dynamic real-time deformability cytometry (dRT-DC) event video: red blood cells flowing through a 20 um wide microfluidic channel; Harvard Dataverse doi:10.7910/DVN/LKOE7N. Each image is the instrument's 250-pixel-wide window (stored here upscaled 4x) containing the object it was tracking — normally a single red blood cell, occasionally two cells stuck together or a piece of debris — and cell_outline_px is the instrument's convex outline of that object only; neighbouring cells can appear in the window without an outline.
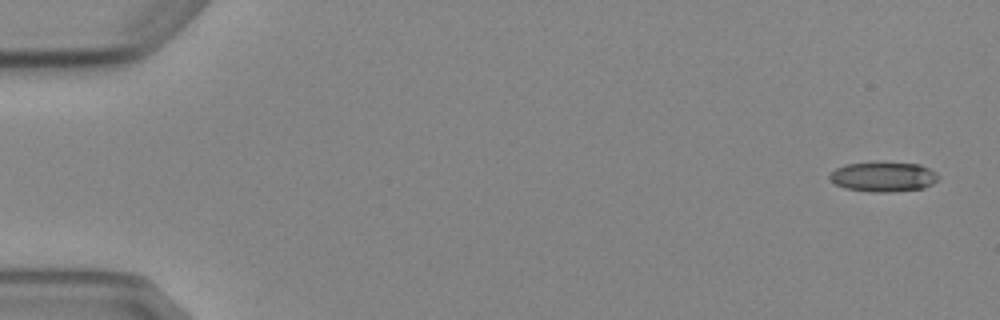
{"species": "Egyptian fruit bat (a non-hibernating species)", "species_latin": "Rousettus aegyptiacus", "temperature_condition": "cold", "stored_images_in_passage": 5, "camera_frame_rate_fps": 3000, "um_per_image_px": 0.085, "animal": {"sex": "female"}, "frame": {"image": 1, "passage_image": 1, "time_ms": 0.0, "image_size_px": [1000, 320], "cell_outline_px": [[936, 180], [932, 184], [924, 188], [888, 192], [868, 192], [844, 188], [836, 184], [828, 176], [836, 168], [844, 164], [920, 164], [936, 172]], "centroid_in_image_um": [75.06, 15.06], "position_along_channel_um": 9.9, "area_um2": 18.26}}
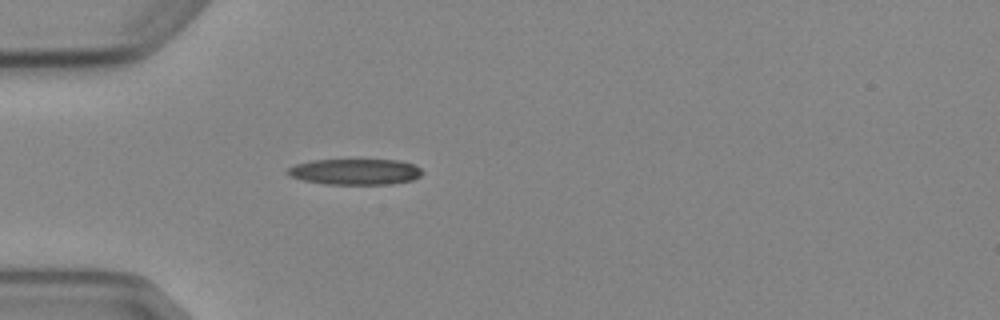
{"frame": {"image": 2, "passage_image": 5, "time_ms": 4.667, "image_size_px": [1000, 320], "cell_outline_px": [[424, 172], [420, 176], [412, 180], [392, 184], [324, 184], [304, 180], [288, 176], [284, 172], [288, 168], [296, 164], [312, 160], [400, 160], [416, 164]], "centroid_in_image_um": [30.2, 14.6], "position_along_channel_um": 54.8, "area_um2": 20.52}}